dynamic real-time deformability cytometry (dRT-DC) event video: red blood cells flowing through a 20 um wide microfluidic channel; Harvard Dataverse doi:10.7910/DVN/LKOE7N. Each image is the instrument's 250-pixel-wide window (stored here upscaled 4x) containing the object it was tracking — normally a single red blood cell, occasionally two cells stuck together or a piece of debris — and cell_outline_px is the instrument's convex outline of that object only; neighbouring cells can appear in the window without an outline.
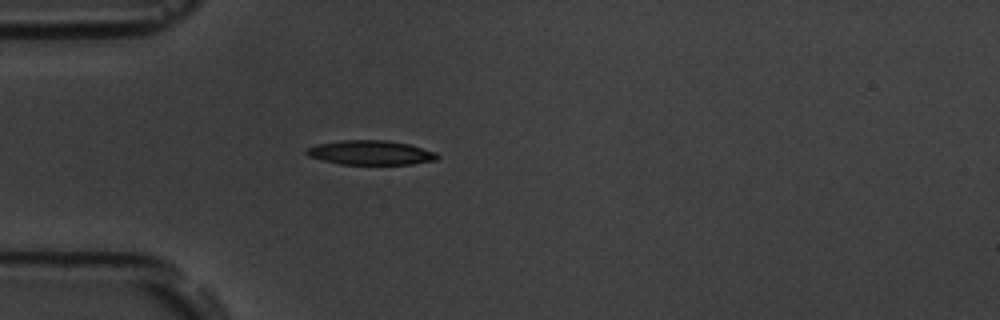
{"species": "common noctule bat (a hibernating species)", "species_latin": "Nyctalus noctula", "temperature_condition": "room temperature", "stored_images_in_passage": 39, "camera_frame_rate_fps": 3000, "um_per_image_px": 0.085, "animal": {"sex": "male", "body_mass_g": 19.5, "forearm_length_mm": 54.6}, "frame": {"image": 1, "passage_image": 1, "time_ms": 0.0, "image_size_px": [1000, 320], "cell_outline_px": [[440, 156], [436, 160], [412, 164], [340, 164], [308, 156], [304, 152], [308, 148], [316, 144], [340, 140], [388, 140], [408, 144], [436, 152]], "centroid_in_image_um": [31.5, 12.97], "position_along_channel_um": 53.5, "area_um2": 18.55}}
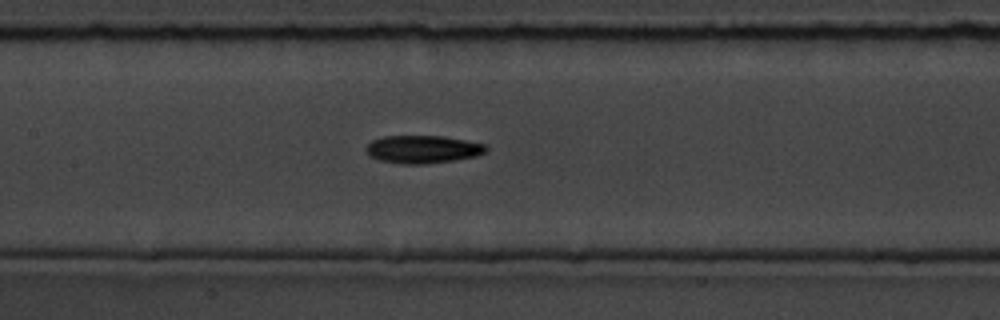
{"frame": {"image": 2, "passage_image": 11, "time_ms": 3.333, "image_size_px": [1000, 320], "cell_outline_px": [[488, 148], [484, 152], [476, 156], [456, 160], [424, 164], [404, 164], [380, 160], [368, 156], [364, 148], [372, 140], [384, 136], [444, 136], [484, 144]], "centroid_in_image_um": [35.9, 12.69], "position_along_channel_um": 171.5, "area_um2": 19.48}}
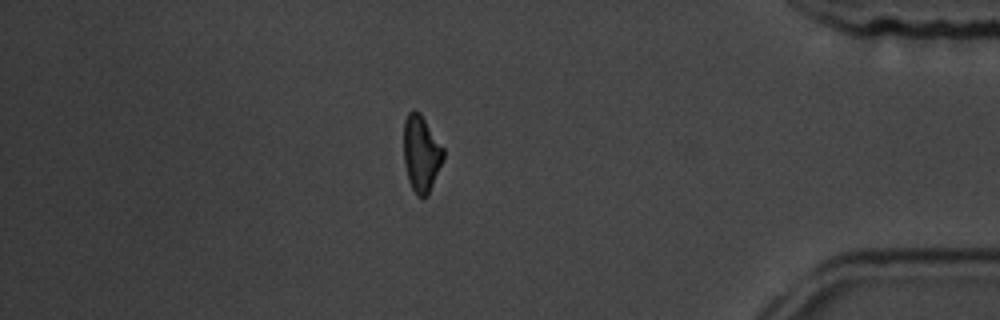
{"frame": {"image": 3, "passage_image": 32, "time_ms": 10.333, "image_size_px": [1000, 320], "cell_outline_px": [[444, 160], [428, 196], [416, 196], [408, 180], [404, 164], [404, 120], [408, 112], [412, 108], [420, 112], [444, 148]], "centroid_in_image_um": [35.81, 13.05], "position_along_channel_um": 399.4, "area_um2": 17.98}, "authors_computed_cell_mechanics": {"area_um2": 18.785, "velocity_mm_per_s": 3.7908, "shape_relaxation_time_tau1_ms": 3.9613, "shape_relaxation_time_tau2_ms": 8.995, "deformation_change_tau1": 0.1526, "deformation_change_tau2": 0.1898}}